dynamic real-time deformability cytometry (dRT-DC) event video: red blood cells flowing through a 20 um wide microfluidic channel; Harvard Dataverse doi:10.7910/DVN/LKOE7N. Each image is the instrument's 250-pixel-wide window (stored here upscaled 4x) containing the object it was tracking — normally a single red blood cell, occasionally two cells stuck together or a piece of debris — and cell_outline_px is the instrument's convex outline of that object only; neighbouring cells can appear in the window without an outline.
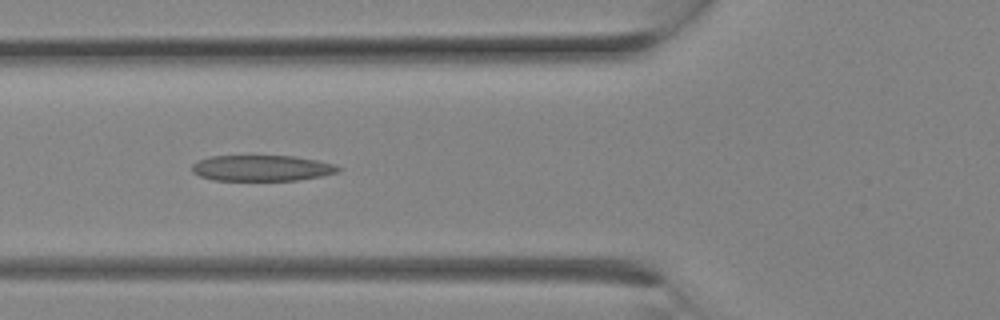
{"species": "Egyptian fruit bat (a non-hibernating species)", "species_latin": "Rousettus aegyptiacus", "temperature_condition": "room temperature", "stored_images_in_passage": 13, "camera_frame_rate_fps": 3000, "um_per_image_px": 0.085, "animal": {"sex": "female"}, "frame": {"image": 1, "passage_image": 10, "time_ms": 3.0, "image_size_px": [1000, 320], "cell_outline_px": [[340, 168], [336, 172], [320, 176], [296, 180], [212, 180], [200, 176], [192, 172], [192, 164], [200, 160], [212, 156], [292, 156], [316, 160], [336, 164]], "centroid_in_image_um": [22.23, 14.29], "position_along_channel_um": 103.6, "area_um2": 21.79}}
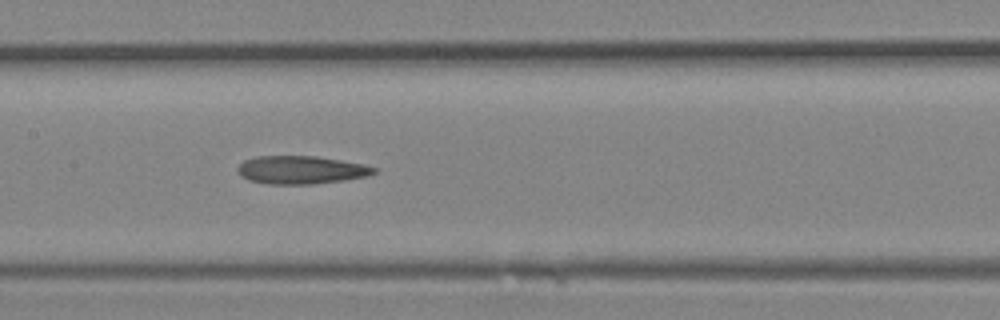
{"frame": {"image": 2, "passage_image": 13, "time_ms": 4.0, "image_size_px": [1000, 320], "cell_outline_px": [[380, 168], [376, 172], [368, 176], [344, 180], [312, 184], [268, 184], [248, 180], [240, 176], [236, 168], [244, 160], [256, 156], [316, 156], [364, 164]], "centroid_in_image_um": [25.6, 14.44], "position_along_channel_um": 181.8, "area_um2": 22.48}}